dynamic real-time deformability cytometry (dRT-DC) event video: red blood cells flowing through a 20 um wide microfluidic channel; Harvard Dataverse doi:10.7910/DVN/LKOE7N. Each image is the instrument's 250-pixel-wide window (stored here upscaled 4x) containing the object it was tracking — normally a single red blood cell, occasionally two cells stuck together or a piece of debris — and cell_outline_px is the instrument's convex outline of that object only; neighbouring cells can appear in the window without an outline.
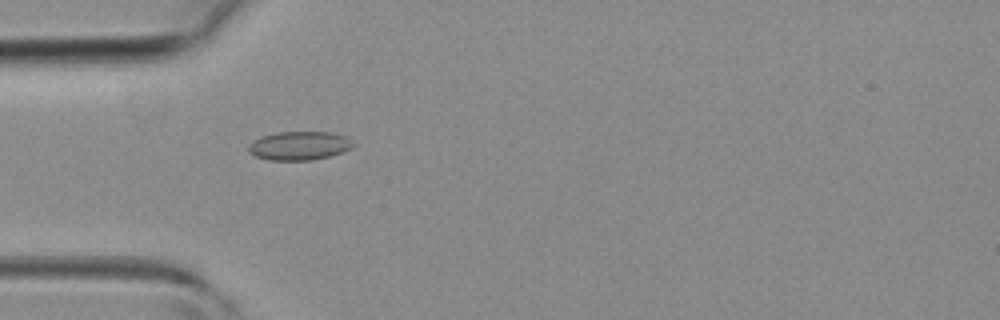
{"species": "common noctule bat (a hibernating species)", "species_latin": "Nyctalus noctula", "temperature_condition": "room temperature", "stored_images_in_passage": 15, "camera_frame_rate_fps": 3000, "um_per_image_px": 0.085, "animal": {"sex": "female", "body_mass_g": 19.3, "forearm_length_mm": 54.1}, "frame": {"image": 1, "passage_image": 1, "time_ms": 0.0, "image_size_px": [1000, 320], "cell_outline_px": [[356, 144], [352, 148], [344, 152], [312, 160], [268, 160], [256, 156], [248, 152], [248, 144], [264, 136], [276, 132], [332, 132], [344, 136], [352, 140]], "centroid_in_image_um": [25.48, 12.39], "position_along_channel_um": 59.5, "area_um2": 17.51}}
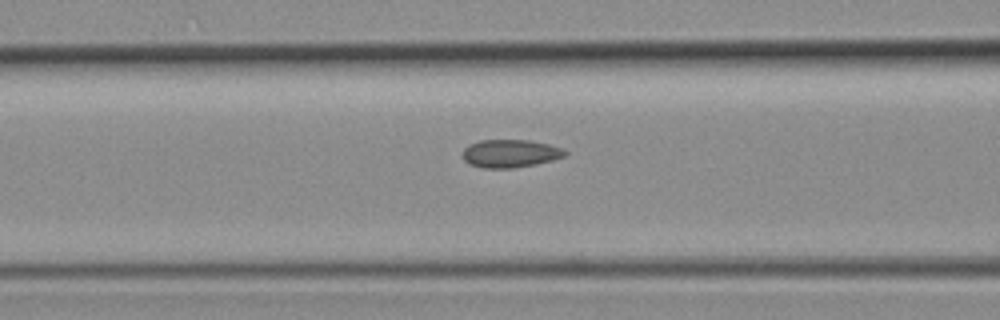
{"frame": {"image": 2, "passage_image": 5, "time_ms": 1.333, "image_size_px": [1000, 320], "cell_outline_px": [[568, 152], [564, 156], [552, 160], [536, 164], [516, 168], [484, 168], [468, 164], [464, 160], [464, 148], [468, 144], [480, 140], [528, 140], [548, 144], [564, 148]], "centroid_in_image_um": [43.37, 13.05], "position_along_channel_um": 123.2, "area_um2": 16.76}}
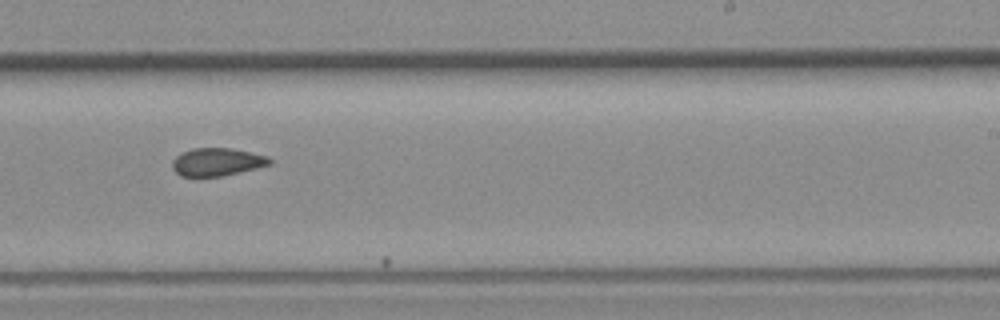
{"frame": {"image": 3, "passage_image": 14, "time_ms": 4.333, "image_size_px": [1000, 320], "cell_outline_px": [[272, 164], [256, 168], [220, 176], [180, 176], [172, 168], [172, 160], [176, 156], [192, 148], [228, 148], [268, 156], [272, 160]], "centroid_in_image_um": [18.43, 13.76], "position_along_channel_um": 270.6, "area_um2": 15.61}}